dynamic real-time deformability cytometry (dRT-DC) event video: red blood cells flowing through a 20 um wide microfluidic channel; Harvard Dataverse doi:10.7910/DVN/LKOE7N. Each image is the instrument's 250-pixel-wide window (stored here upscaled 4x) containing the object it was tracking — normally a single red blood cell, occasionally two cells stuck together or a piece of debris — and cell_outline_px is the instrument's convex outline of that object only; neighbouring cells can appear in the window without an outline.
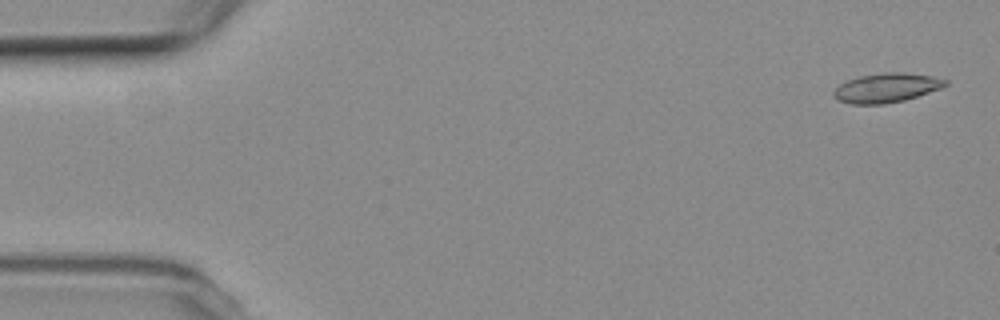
{"species": "common noctule bat (a hibernating species)", "species_latin": "Nyctalus noctula", "temperature_condition": "room temperature", "stored_images_in_passage": 5, "camera_frame_rate_fps": 3000, "um_per_image_px": 0.085, "animal": {"sex": "female", "body_mass_g": 19.3, "forearm_length_mm": 54.1}, "frame": {"image": 1, "passage_image": 1, "time_ms": 0.0, "image_size_px": [1000, 320], "cell_outline_px": [[948, 84], [940, 88], [904, 100], [884, 104], [852, 104], [840, 100], [832, 96], [832, 92], [840, 84], [848, 80], [860, 76], [884, 72], [904, 72], [932, 76], [948, 80]], "centroid_in_image_um": [75.34, 7.46], "position_along_channel_um": 9.7, "area_um2": 18.9}}